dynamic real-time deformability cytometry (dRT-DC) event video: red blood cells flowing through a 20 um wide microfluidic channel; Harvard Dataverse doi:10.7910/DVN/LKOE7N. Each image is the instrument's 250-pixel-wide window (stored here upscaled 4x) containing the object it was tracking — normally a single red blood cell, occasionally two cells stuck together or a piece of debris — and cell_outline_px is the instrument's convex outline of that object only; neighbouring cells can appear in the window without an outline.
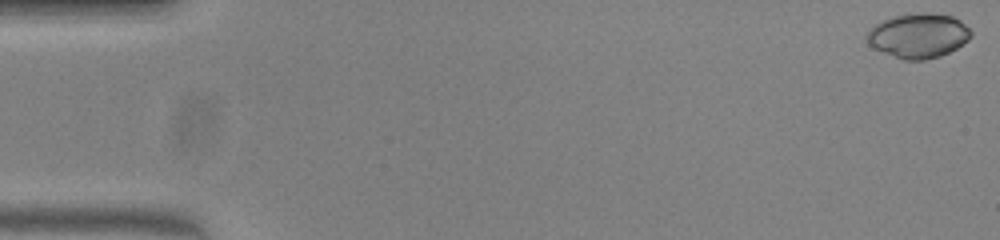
{"species": "common noctule bat (a hibernating species)", "species_latin": "Nyctalus noctula", "temperature_condition": "warm", "stored_images_in_passage": 52, "camera_frame_rate_fps": 3000, "um_per_image_px": 0.085, "animal": {"sex": "female", "body_mass_g": 23.0, "forearm_length_mm": 53.4}, "frame": {"image": 1, "passage_image": 1, "time_ms": 0.0, "image_size_px": [1000, 240], "cell_outline_px": [[972, 36], [968, 40], [956, 48], [940, 56], [924, 60], [904, 60], [872, 48], [868, 44], [868, 28], [880, 20], [892, 16], [924, 12], [928, 12], [952, 16], [960, 20], [972, 32]], "centroid_in_image_um": [78.04, 3.02], "position_along_channel_um": 7.0, "area_um2": 27.17}}
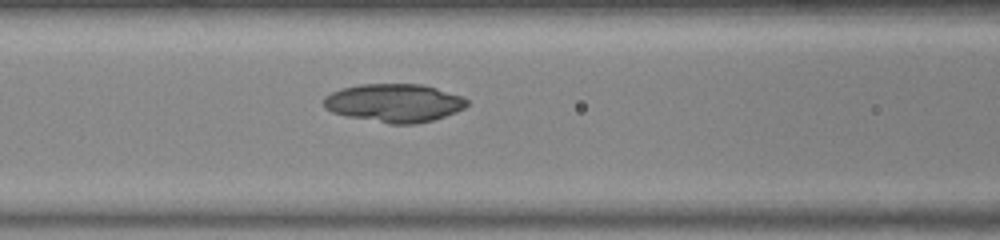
{"frame": {"image": 2, "passage_image": 22, "time_ms": 7.0, "image_size_px": [1000, 240], "cell_outline_px": [[468, 104], [464, 108], [456, 112], [432, 120], [416, 124], [388, 124], [348, 116], [332, 112], [324, 108], [324, 96], [332, 92], [344, 88], [360, 84], [424, 84], [464, 96], [468, 100]], "centroid_in_image_um": [33.54, 8.75], "position_along_channel_um": 133.1, "area_um2": 32.08}}
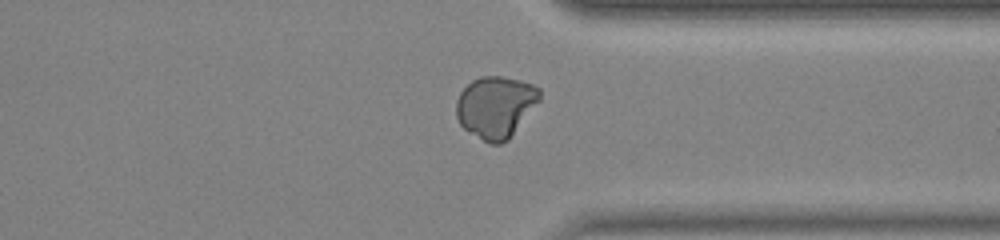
{"frame": {"image": 3, "passage_image": 40, "time_ms": 13.0, "image_size_px": [1000, 240], "cell_outline_px": [[540, 100], [508, 140], [500, 144], [488, 144], [468, 132], [460, 124], [456, 116], [456, 100], [460, 92], [472, 80], [480, 76], [500, 76], [520, 80], [532, 84], [540, 88]], "centroid_in_image_um": [42.11, 9.09], "position_along_channel_um": 369.3, "area_um2": 30.17}, "authors_computed_cell_mechanics": {"area_um2": 29.8826, "velocity_mm_per_s": 3.9684, "shape_relaxation_time_tau1_ms": null, "shape_relaxation_time_tau2_ms": 3.6864, "deformation_change_tau1": null, "deformation_change_tau2": 0.0206}}